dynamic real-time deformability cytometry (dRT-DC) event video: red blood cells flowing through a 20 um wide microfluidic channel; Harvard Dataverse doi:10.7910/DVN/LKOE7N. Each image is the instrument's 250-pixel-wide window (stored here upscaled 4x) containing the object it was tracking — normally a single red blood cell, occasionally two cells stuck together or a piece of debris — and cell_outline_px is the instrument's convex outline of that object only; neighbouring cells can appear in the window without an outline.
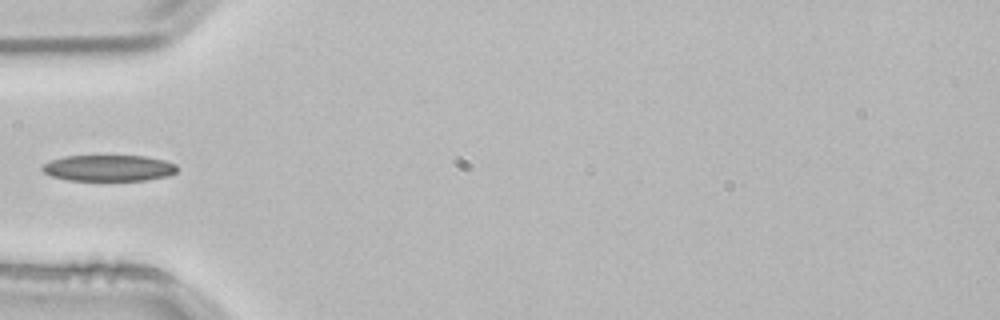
{"species": "common noctule bat (a hibernating species)", "species_latin": "Nyctalus noctula", "temperature_condition": "room temperature", "stored_images_in_passage": 3, "camera_frame_rate_fps": 3000, "um_per_image_px": 0.085, "animal": {"sex": "male", "body_mass_g": 21.5, "forearm_length_mm": 52.0}, "frame": {"image": 1, "passage_image": 3, "time_ms": 0.667, "image_size_px": [1000, 320], "cell_outline_px": [[176, 172], [168, 176], [144, 180], [68, 180], [52, 176], [44, 172], [40, 168], [44, 164], [52, 160], [64, 156], [144, 156], [164, 160], [176, 164]], "centroid_in_image_um": [9.24, 14.28], "position_along_channel_um": 75.8, "area_um2": 20.4}}